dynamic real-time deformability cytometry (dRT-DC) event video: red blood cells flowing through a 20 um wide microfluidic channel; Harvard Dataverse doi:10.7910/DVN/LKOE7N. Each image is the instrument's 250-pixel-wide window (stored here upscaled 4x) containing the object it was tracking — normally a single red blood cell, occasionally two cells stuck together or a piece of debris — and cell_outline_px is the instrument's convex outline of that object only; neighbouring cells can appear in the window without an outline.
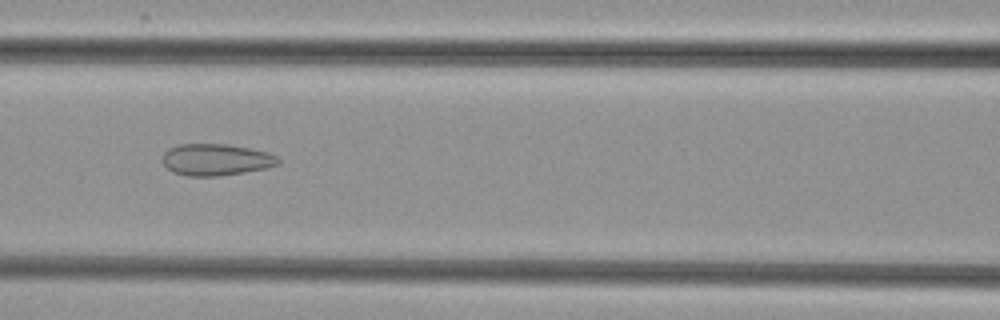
{"species": "common noctule bat (a hibernating species)", "species_latin": "Nyctalus noctula", "temperature_condition": "cold", "stored_images_in_passage": 37, "camera_frame_rate_fps": 3000, "um_per_image_px": 0.085, "animal": {"sex": "female", "body_mass_g": 29.2, "forearm_length_mm": 56.3}, "frame": {"image": 1, "passage_image": 8, "time_ms": 2.333, "image_size_px": [1000, 320], "cell_outline_px": [[280, 164], [268, 168], [220, 176], [188, 176], [172, 172], [160, 160], [164, 152], [168, 148], [180, 144], [228, 144], [252, 148], [276, 156], [280, 160]], "centroid_in_image_um": [18.34, 13.57], "position_along_channel_um": 148.3, "area_um2": 21.56}}
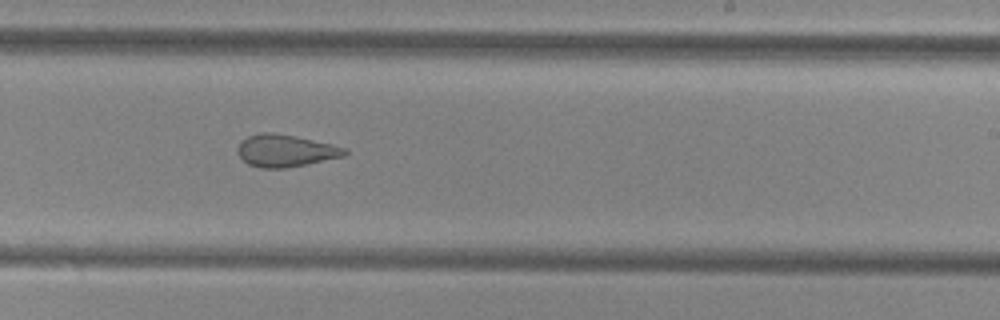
{"frame": {"image": 2, "passage_image": 17, "time_ms": 5.333, "image_size_px": [1000, 320], "cell_outline_px": [[348, 152], [344, 156], [284, 168], [260, 168], [248, 164], [236, 152], [236, 148], [248, 136], [260, 132], [272, 132], [296, 136], [332, 144], [348, 148]], "centroid_in_image_um": [24.26, 12.8], "position_along_channel_um": 264.7, "area_um2": 20.0}}
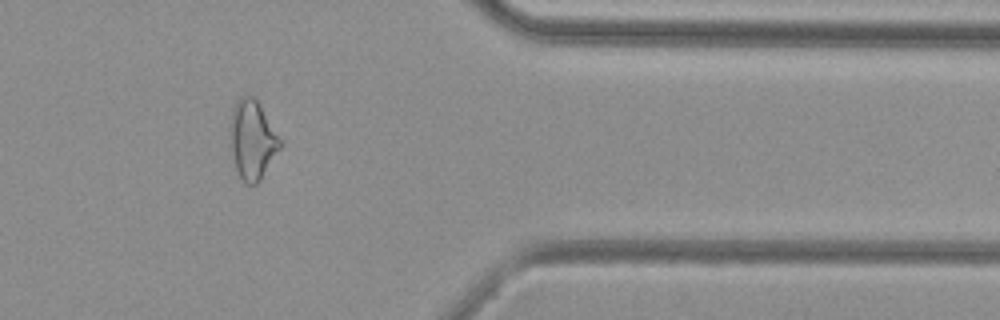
{"frame": {"image": 3, "passage_image": 28, "time_ms": 9.0, "image_size_px": [1000, 320], "cell_outline_px": [[280, 148], [260, 180], [256, 184], [244, 184], [236, 168], [228, 148], [228, 124], [232, 108], [236, 100], [240, 96], [256, 96], [280, 140]], "centroid_in_image_um": [21.36, 11.85], "position_along_channel_um": 390.0, "area_um2": 23.47}}